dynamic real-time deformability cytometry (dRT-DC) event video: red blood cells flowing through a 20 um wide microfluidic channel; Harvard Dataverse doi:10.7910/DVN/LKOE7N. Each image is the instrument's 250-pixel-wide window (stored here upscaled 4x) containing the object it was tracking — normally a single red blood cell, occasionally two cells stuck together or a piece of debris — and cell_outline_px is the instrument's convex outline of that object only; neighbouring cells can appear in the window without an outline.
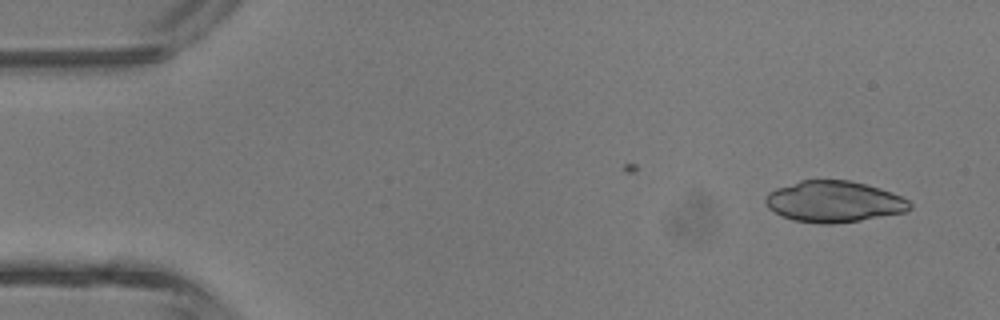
{"species": "common noctule bat (a hibernating species)", "species_latin": "Nyctalus noctula", "temperature_condition": "room temperature", "stored_images_in_passage": 4, "camera_frame_rate_fps": 3000, "um_per_image_px": 0.085, "animal": {"sex": "male", "body_mass_g": 13.3}, "frame": {"image": 1, "passage_image": 1, "time_ms": 0.0, "image_size_px": [1000, 320], "cell_outline_px": [[912, 208], [908, 212], [860, 220], [832, 224], [820, 224], [792, 220], [780, 216], [768, 208], [764, 200], [764, 196], [768, 192], [776, 188], [800, 180], [848, 180], [880, 188], [892, 192], [908, 200], [912, 204]], "centroid_in_image_um": [70.87, 17.14], "position_along_channel_um": 14.1, "area_um2": 34.97}}